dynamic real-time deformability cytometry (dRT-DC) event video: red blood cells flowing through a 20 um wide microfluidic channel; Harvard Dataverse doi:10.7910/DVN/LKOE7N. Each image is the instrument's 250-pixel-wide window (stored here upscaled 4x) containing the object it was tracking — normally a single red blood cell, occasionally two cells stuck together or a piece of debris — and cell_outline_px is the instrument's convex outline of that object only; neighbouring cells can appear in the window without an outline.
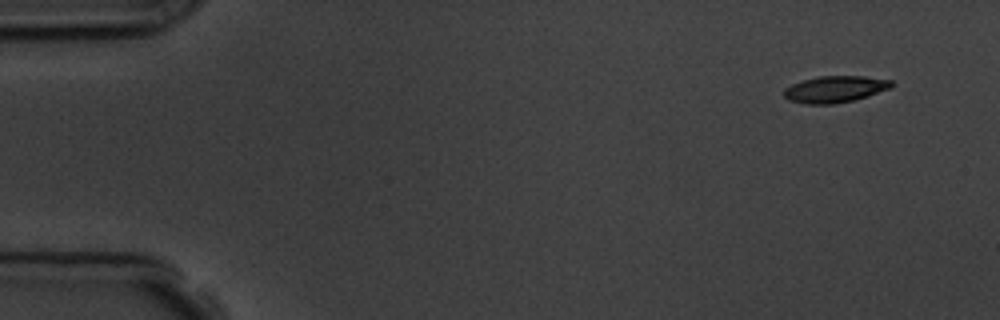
{"species": "common noctule bat (a hibernating species)", "species_latin": "Nyctalus noctula", "temperature_condition": "room temperature", "stored_images_in_passage": 7, "camera_frame_rate_fps": 3000, "um_per_image_px": 0.085, "animal": {"sex": "male", "body_mass_g": 19.5, "forearm_length_mm": 54.6}, "frame": {"image": 1, "passage_image": 1, "time_ms": 0.0, "image_size_px": [1000, 320], "cell_outline_px": [[892, 88], [868, 96], [836, 104], [804, 104], [788, 100], [784, 96], [784, 88], [792, 84], [804, 80], [820, 76], [864, 76], [892, 80]], "centroid_in_image_um": [70.98, 7.59], "position_along_channel_um": 14.0, "area_um2": 16.7}}
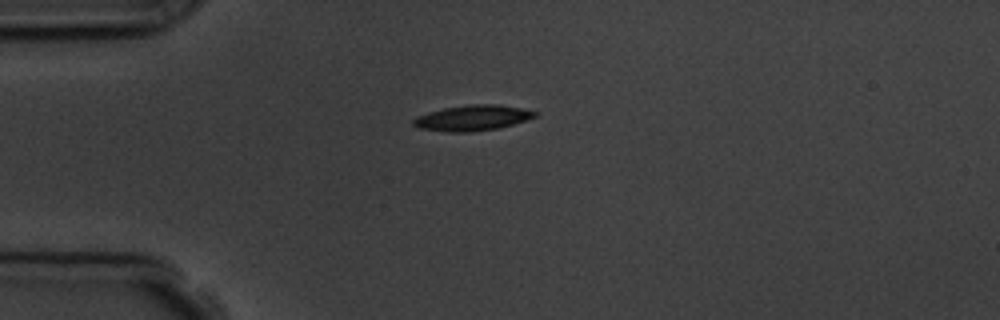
{"frame": {"image": 2, "passage_image": 4, "time_ms": 3.333, "image_size_px": [1000, 320], "cell_outline_px": [[536, 116], [512, 124], [496, 128], [468, 132], [448, 132], [420, 128], [412, 124], [412, 120], [416, 116], [428, 112], [444, 108], [468, 104], [496, 104], [524, 108], [536, 112]], "centroid_in_image_um": [40.12, 10.01], "position_along_channel_um": 44.9, "area_um2": 17.92}}
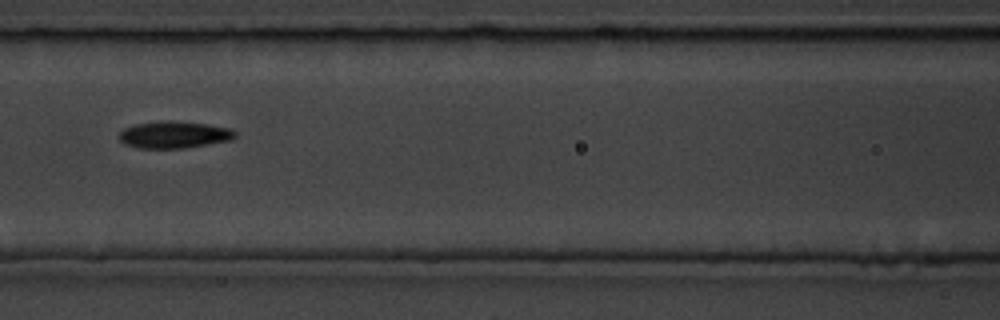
{"frame": {"image": 3, "passage_image": 7, "time_ms": 6.667, "image_size_px": [1000, 320], "cell_outline_px": [[236, 136], [232, 140], [184, 148], [140, 148], [124, 144], [116, 136], [124, 128], [136, 124], [164, 120], [168, 120], [208, 124], [232, 128], [236, 132]], "centroid_in_image_um": [14.8, 11.44], "position_along_channel_um": 151.8, "area_um2": 18.38}}